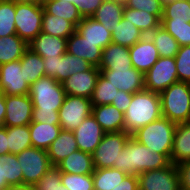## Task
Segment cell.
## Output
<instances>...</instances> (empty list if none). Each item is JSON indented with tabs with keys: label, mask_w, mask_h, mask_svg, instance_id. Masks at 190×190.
I'll return each instance as SVG.
<instances>
[{
	"label": "cell",
	"mask_w": 190,
	"mask_h": 190,
	"mask_svg": "<svg viewBox=\"0 0 190 190\" xmlns=\"http://www.w3.org/2000/svg\"><path fill=\"white\" fill-rule=\"evenodd\" d=\"M171 154L151 152L132 136L125 147L119 152L118 164L113 168L119 169L128 175H138L145 171L165 168L171 164Z\"/></svg>",
	"instance_id": "6da1fadb"
},
{
	"label": "cell",
	"mask_w": 190,
	"mask_h": 190,
	"mask_svg": "<svg viewBox=\"0 0 190 190\" xmlns=\"http://www.w3.org/2000/svg\"><path fill=\"white\" fill-rule=\"evenodd\" d=\"M160 117H162L160 94L145 89L136 92L124 113V131L132 135Z\"/></svg>",
	"instance_id": "7a4b0ae2"
},
{
	"label": "cell",
	"mask_w": 190,
	"mask_h": 190,
	"mask_svg": "<svg viewBox=\"0 0 190 190\" xmlns=\"http://www.w3.org/2000/svg\"><path fill=\"white\" fill-rule=\"evenodd\" d=\"M176 125L162 116L141 127L131 136L141 144H144L151 152L171 154Z\"/></svg>",
	"instance_id": "3957f363"
},
{
	"label": "cell",
	"mask_w": 190,
	"mask_h": 190,
	"mask_svg": "<svg viewBox=\"0 0 190 190\" xmlns=\"http://www.w3.org/2000/svg\"><path fill=\"white\" fill-rule=\"evenodd\" d=\"M160 98L163 117L175 124L190 122V83L176 82Z\"/></svg>",
	"instance_id": "277c9868"
},
{
	"label": "cell",
	"mask_w": 190,
	"mask_h": 190,
	"mask_svg": "<svg viewBox=\"0 0 190 190\" xmlns=\"http://www.w3.org/2000/svg\"><path fill=\"white\" fill-rule=\"evenodd\" d=\"M28 94L33 109H40V111H59L66 97L62 83L48 76H43L31 84Z\"/></svg>",
	"instance_id": "5b68a950"
},
{
	"label": "cell",
	"mask_w": 190,
	"mask_h": 190,
	"mask_svg": "<svg viewBox=\"0 0 190 190\" xmlns=\"http://www.w3.org/2000/svg\"><path fill=\"white\" fill-rule=\"evenodd\" d=\"M43 12L38 3L16 4V34L28 44L41 33Z\"/></svg>",
	"instance_id": "8992f818"
},
{
	"label": "cell",
	"mask_w": 190,
	"mask_h": 190,
	"mask_svg": "<svg viewBox=\"0 0 190 190\" xmlns=\"http://www.w3.org/2000/svg\"><path fill=\"white\" fill-rule=\"evenodd\" d=\"M131 137L125 131L105 133L100 144L92 153L94 168H113L118 164L119 152L123 150Z\"/></svg>",
	"instance_id": "52a82bcc"
},
{
	"label": "cell",
	"mask_w": 190,
	"mask_h": 190,
	"mask_svg": "<svg viewBox=\"0 0 190 190\" xmlns=\"http://www.w3.org/2000/svg\"><path fill=\"white\" fill-rule=\"evenodd\" d=\"M23 173V183L35 185L53 167L46 150L29 147L16 154Z\"/></svg>",
	"instance_id": "ba28073f"
},
{
	"label": "cell",
	"mask_w": 190,
	"mask_h": 190,
	"mask_svg": "<svg viewBox=\"0 0 190 190\" xmlns=\"http://www.w3.org/2000/svg\"><path fill=\"white\" fill-rule=\"evenodd\" d=\"M145 90L161 93L172 84L179 82L175 58L159 57L145 75Z\"/></svg>",
	"instance_id": "9c48e42d"
},
{
	"label": "cell",
	"mask_w": 190,
	"mask_h": 190,
	"mask_svg": "<svg viewBox=\"0 0 190 190\" xmlns=\"http://www.w3.org/2000/svg\"><path fill=\"white\" fill-rule=\"evenodd\" d=\"M92 113L91 99L66 95L60 107L59 125L63 130L73 131Z\"/></svg>",
	"instance_id": "30bf717a"
},
{
	"label": "cell",
	"mask_w": 190,
	"mask_h": 190,
	"mask_svg": "<svg viewBox=\"0 0 190 190\" xmlns=\"http://www.w3.org/2000/svg\"><path fill=\"white\" fill-rule=\"evenodd\" d=\"M137 177L139 190H180L177 167L173 163L165 168L145 171Z\"/></svg>",
	"instance_id": "8fae6325"
},
{
	"label": "cell",
	"mask_w": 190,
	"mask_h": 190,
	"mask_svg": "<svg viewBox=\"0 0 190 190\" xmlns=\"http://www.w3.org/2000/svg\"><path fill=\"white\" fill-rule=\"evenodd\" d=\"M99 70L100 74L119 91L134 94L145 89L144 74L134 67Z\"/></svg>",
	"instance_id": "7c38bea8"
},
{
	"label": "cell",
	"mask_w": 190,
	"mask_h": 190,
	"mask_svg": "<svg viewBox=\"0 0 190 190\" xmlns=\"http://www.w3.org/2000/svg\"><path fill=\"white\" fill-rule=\"evenodd\" d=\"M5 127L26 126L32 122L33 103L27 95L5 96Z\"/></svg>",
	"instance_id": "4fadbf2b"
},
{
	"label": "cell",
	"mask_w": 190,
	"mask_h": 190,
	"mask_svg": "<svg viewBox=\"0 0 190 190\" xmlns=\"http://www.w3.org/2000/svg\"><path fill=\"white\" fill-rule=\"evenodd\" d=\"M30 85L25 81L20 60L0 65V91L5 95H27Z\"/></svg>",
	"instance_id": "5bb4252c"
},
{
	"label": "cell",
	"mask_w": 190,
	"mask_h": 190,
	"mask_svg": "<svg viewBox=\"0 0 190 190\" xmlns=\"http://www.w3.org/2000/svg\"><path fill=\"white\" fill-rule=\"evenodd\" d=\"M100 75L98 67L91 66L87 71L69 76L63 83L66 95L82 96L91 99L97 79Z\"/></svg>",
	"instance_id": "9a60e30c"
},
{
	"label": "cell",
	"mask_w": 190,
	"mask_h": 190,
	"mask_svg": "<svg viewBox=\"0 0 190 190\" xmlns=\"http://www.w3.org/2000/svg\"><path fill=\"white\" fill-rule=\"evenodd\" d=\"M73 133L78 149L90 154L94 152L105 134L92 113L73 130Z\"/></svg>",
	"instance_id": "2e32d148"
},
{
	"label": "cell",
	"mask_w": 190,
	"mask_h": 190,
	"mask_svg": "<svg viewBox=\"0 0 190 190\" xmlns=\"http://www.w3.org/2000/svg\"><path fill=\"white\" fill-rule=\"evenodd\" d=\"M132 66L143 73L151 69L160 57L154 42L149 36H144L141 40L129 48Z\"/></svg>",
	"instance_id": "e0dca14e"
},
{
	"label": "cell",
	"mask_w": 190,
	"mask_h": 190,
	"mask_svg": "<svg viewBox=\"0 0 190 190\" xmlns=\"http://www.w3.org/2000/svg\"><path fill=\"white\" fill-rule=\"evenodd\" d=\"M67 53L85 59L91 66L99 67L102 49L85 40L77 31L67 39Z\"/></svg>",
	"instance_id": "ac0fdd59"
},
{
	"label": "cell",
	"mask_w": 190,
	"mask_h": 190,
	"mask_svg": "<svg viewBox=\"0 0 190 190\" xmlns=\"http://www.w3.org/2000/svg\"><path fill=\"white\" fill-rule=\"evenodd\" d=\"M28 47L42 58L62 57L67 51V39L41 32Z\"/></svg>",
	"instance_id": "d6986e66"
},
{
	"label": "cell",
	"mask_w": 190,
	"mask_h": 190,
	"mask_svg": "<svg viewBox=\"0 0 190 190\" xmlns=\"http://www.w3.org/2000/svg\"><path fill=\"white\" fill-rule=\"evenodd\" d=\"M76 31L87 41L95 43L102 50L112 43V33L92 17H82Z\"/></svg>",
	"instance_id": "ffe728a7"
},
{
	"label": "cell",
	"mask_w": 190,
	"mask_h": 190,
	"mask_svg": "<svg viewBox=\"0 0 190 190\" xmlns=\"http://www.w3.org/2000/svg\"><path fill=\"white\" fill-rule=\"evenodd\" d=\"M92 115L105 133L124 131V113L115 106H92Z\"/></svg>",
	"instance_id": "44dd1931"
},
{
	"label": "cell",
	"mask_w": 190,
	"mask_h": 190,
	"mask_svg": "<svg viewBox=\"0 0 190 190\" xmlns=\"http://www.w3.org/2000/svg\"><path fill=\"white\" fill-rule=\"evenodd\" d=\"M78 149L73 131L61 130L59 136L51 143L47 153L52 166H57L71 153Z\"/></svg>",
	"instance_id": "7402d4cb"
},
{
	"label": "cell",
	"mask_w": 190,
	"mask_h": 190,
	"mask_svg": "<svg viewBox=\"0 0 190 190\" xmlns=\"http://www.w3.org/2000/svg\"><path fill=\"white\" fill-rule=\"evenodd\" d=\"M124 7L125 4L122 1L104 0L92 15V18L100 22L106 30L112 32L123 17Z\"/></svg>",
	"instance_id": "603a6c76"
},
{
	"label": "cell",
	"mask_w": 190,
	"mask_h": 190,
	"mask_svg": "<svg viewBox=\"0 0 190 190\" xmlns=\"http://www.w3.org/2000/svg\"><path fill=\"white\" fill-rule=\"evenodd\" d=\"M190 160V122L176 125L171 151V163L178 165Z\"/></svg>",
	"instance_id": "cb8c5ba5"
},
{
	"label": "cell",
	"mask_w": 190,
	"mask_h": 190,
	"mask_svg": "<svg viewBox=\"0 0 190 190\" xmlns=\"http://www.w3.org/2000/svg\"><path fill=\"white\" fill-rule=\"evenodd\" d=\"M133 68L129 48L110 43L102 50V59L98 69Z\"/></svg>",
	"instance_id": "d4e9b609"
},
{
	"label": "cell",
	"mask_w": 190,
	"mask_h": 190,
	"mask_svg": "<svg viewBox=\"0 0 190 190\" xmlns=\"http://www.w3.org/2000/svg\"><path fill=\"white\" fill-rule=\"evenodd\" d=\"M62 173L93 174L94 165L92 154L77 150L71 153L56 166Z\"/></svg>",
	"instance_id": "484cf974"
},
{
	"label": "cell",
	"mask_w": 190,
	"mask_h": 190,
	"mask_svg": "<svg viewBox=\"0 0 190 190\" xmlns=\"http://www.w3.org/2000/svg\"><path fill=\"white\" fill-rule=\"evenodd\" d=\"M29 129L32 146L46 151L62 130L60 125L41 122H31Z\"/></svg>",
	"instance_id": "4316f807"
},
{
	"label": "cell",
	"mask_w": 190,
	"mask_h": 190,
	"mask_svg": "<svg viewBox=\"0 0 190 190\" xmlns=\"http://www.w3.org/2000/svg\"><path fill=\"white\" fill-rule=\"evenodd\" d=\"M28 48V43L17 34L0 37V65L20 60Z\"/></svg>",
	"instance_id": "83f0119b"
},
{
	"label": "cell",
	"mask_w": 190,
	"mask_h": 190,
	"mask_svg": "<svg viewBox=\"0 0 190 190\" xmlns=\"http://www.w3.org/2000/svg\"><path fill=\"white\" fill-rule=\"evenodd\" d=\"M123 17L138 28L144 36H148L156 28L161 26V19L146 11L124 7Z\"/></svg>",
	"instance_id": "f1b7e54d"
},
{
	"label": "cell",
	"mask_w": 190,
	"mask_h": 190,
	"mask_svg": "<svg viewBox=\"0 0 190 190\" xmlns=\"http://www.w3.org/2000/svg\"><path fill=\"white\" fill-rule=\"evenodd\" d=\"M0 184H23V173L16 154L0 155Z\"/></svg>",
	"instance_id": "f546056e"
},
{
	"label": "cell",
	"mask_w": 190,
	"mask_h": 190,
	"mask_svg": "<svg viewBox=\"0 0 190 190\" xmlns=\"http://www.w3.org/2000/svg\"><path fill=\"white\" fill-rule=\"evenodd\" d=\"M25 81L31 85L45 76L43 58L28 48L20 59Z\"/></svg>",
	"instance_id": "4dcf8cb0"
},
{
	"label": "cell",
	"mask_w": 190,
	"mask_h": 190,
	"mask_svg": "<svg viewBox=\"0 0 190 190\" xmlns=\"http://www.w3.org/2000/svg\"><path fill=\"white\" fill-rule=\"evenodd\" d=\"M75 31L76 27L71 22L48 14L44 10L41 32L68 39Z\"/></svg>",
	"instance_id": "1f68e13d"
},
{
	"label": "cell",
	"mask_w": 190,
	"mask_h": 190,
	"mask_svg": "<svg viewBox=\"0 0 190 190\" xmlns=\"http://www.w3.org/2000/svg\"><path fill=\"white\" fill-rule=\"evenodd\" d=\"M111 33L112 43L128 48L144 37V34L124 17Z\"/></svg>",
	"instance_id": "d6a6232c"
},
{
	"label": "cell",
	"mask_w": 190,
	"mask_h": 190,
	"mask_svg": "<svg viewBox=\"0 0 190 190\" xmlns=\"http://www.w3.org/2000/svg\"><path fill=\"white\" fill-rule=\"evenodd\" d=\"M43 8L48 14L63 18L71 22L75 27H77L82 20L78 8L68 1L50 0L43 5Z\"/></svg>",
	"instance_id": "836d02e7"
},
{
	"label": "cell",
	"mask_w": 190,
	"mask_h": 190,
	"mask_svg": "<svg viewBox=\"0 0 190 190\" xmlns=\"http://www.w3.org/2000/svg\"><path fill=\"white\" fill-rule=\"evenodd\" d=\"M128 174L115 168L94 169V190H112L119 185Z\"/></svg>",
	"instance_id": "e575fe53"
},
{
	"label": "cell",
	"mask_w": 190,
	"mask_h": 190,
	"mask_svg": "<svg viewBox=\"0 0 190 190\" xmlns=\"http://www.w3.org/2000/svg\"><path fill=\"white\" fill-rule=\"evenodd\" d=\"M148 36L154 42V45L158 50L160 57L175 58L180 46L178 42L165 29L160 26L151 32Z\"/></svg>",
	"instance_id": "d590c367"
},
{
	"label": "cell",
	"mask_w": 190,
	"mask_h": 190,
	"mask_svg": "<svg viewBox=\"0 0 190 190\" xmlns=\"http://www.w3.org/2000/svg\"><path fill=\"white\" fill-rule=\"evenodd\" d=\"M90 67L85 59L66 52L59 61L58 82L63 83L69 76L87 71Z\"/></svg>",
	"instance_id": "8d00e7d4"
},
{
	"label": "cell",
	"mask_w": 190,
	"mask_h": 190,
	"mask_svg": "<svg viewBox=\"0 0 190 190\" xmlns=\"http://www.w3.org/2000/svg\"><path fill=\"white\" fill-rule=\"evenodd\" d=\"M9 153L18 154L32 146L29 125L7 127Z\"/></svg>",
	"instance_id": "74e56055"
},
{
	"label": "cell",
	"mask_w": 190,
	"mask_h": 190,
	"mask_svg": "<svg viewBox=\"0 0 190 190\" xmlns=\"http://www.w3.org/2000/svg\"><path fill=\"white\" fill-rule=\"evenodd\" d=\"M161 22L190 23V3L188 0H174L163 5Z\"/></svg>",
	"instance_id": "f35d334b"
},
{
	"label": "cell",
	"mask_w": 190,
	"mask_h": 190,
	"mask_svg": "<svg viewBox=\"0 0 190 190\" xmlns=\"http://www.w3.org/2000/svg\"><path fill=\"white\" fill-rule=\"evenodd\" d=\"M118 89L109 83L101 74L99 75L91 98V105H110L118 94Z\"/></svg>",
	"instance_id": "ab89813d"
},
{
	"label": "cell",
	"mask_w": 190,
	"mask_h": 190,
	"mask_svg": "<svg viewBox=\"0 0 190 190\" xmlns=\"http://www.w3.org/2000/svg\"><path fill=\"white\" fill-rule=\"evenodd\" d=\"M16 4L10 0H0V37L16 34Z\"/></svg>",
	"instance_id": "60d3db41"
},
{
	"label": "cell",
	"mask_w": 190,
	"mask_h": 190,
	"mask_svg": "<svg viewBox=\"0 0 190 190\" xmlns=\"http://www.w3.org/2000/svg\"><path fill=\"white\" fill-rule=\"evenodd\" d=\"M161 27L178 42L180 47L190 45V23L161 22Z\"/></svg>",
	"instance_id": "b9f144b4"
},
{
	"label": "cell",
	"mask_w": 190,
	"mask_h": 190,
	"mask_svg": "<svg viewBox=\"0 0 190 190\" xmlns=\"http://www.w3.org/2000/svg\"><path fill=\"white\" fill-rule=\"evenodd\" d=\"M61 180L69 190H94L92 174H71L62 173Z\"/></svg>",
	"instance_id": "7bdbcfd3"
},
{
	"label": "cell",
	"mask_w": 190,
	"mask_h": 190,
	"mask_svg": "<svg viewBox=\"0 0 190 190\" xmlns=\"http://www.w3.org/2000/svg\"><path fill=\"white\" fill-rule=\"evenodd\" d=\"M35 190H69L61 180V172L56 166L51 167L34 185Z\"/></svg>",
	"instance_id": "ee69618b"
},
{
	"label": "cell",
	"mask_w": 190,
	"mask_h": 190,
	"mask_svg": "<svg viewBox=\"0 0 190 190\" xmlns=\"http://www.w3.org/2000/svg\"><path fill=\"white\" fill-rule=\"evenodd\" d=\"M175 63L179 81L190 83V45L179 48Z\"/></svg>",
	"instance_id": "f6af8a7d"
},
{
	"label": "cell",
	"mask_w": 190,
	"mask_h": 190,
	"mask_svg": "<svg viewBox=\"0 0 190 190\" xmlns=\"http://www.w3.org/2000/svg\"><path fill=\"white\" fill-rule=\"evenodd\" d=\"M124 4L127 8L146 11L162 19L163 4L160 0H126Z\"/></svg>",
	"instance_id": "bcb514c9"
},
{
	"label": "cell",
	"mask_w": 190,
	"mask_h": 190,
	"mask_svg": "<svg viewBox=\"0 0 190 190\" xmlns=\"http://www.w3.org/2000/svg\"><path fill=\"white\" fill-rule=\"evenodd\" d=\"M32 122L48 123L51 125H59L58 111H40V109H33Z\"/></svg>",
	"instance_id": "7dc6e473"
},
{
	"label": "cell",
	"mask_w": 190,
	"mask_h": 190,
	"mask_svg": "<svg viewBox=\"0 0 190 190\" xmlns=\"http://www.w3.org/2000/svg\"><path fill=\"white\" fill-rule=\"evenodd\" d=\"M179 182H180V190H190V160L184 161L178 165H176Z\"/></svg>",
	"instance_id": "c3c4849f"
},
{
	"label": "cell",
	"mask_w": 190,
	"mask_h": 190,
	"mask_svg": "<svg viewBox=\"0 0 190 190\" xmlns=\"http://www.w3.org/2000/svg\"><path fill=\"white\" fill-rule=\"evenodd\" d=\"M61 57L43 58L45 76L54 78L58 82V66Z\"/></svg>",
	"instance_id": "681fc988"
},
{
	"label": "cell",
	"mask_w": 190,
	"mask_h": 190,
	"mask_svg": "<svg viewBox=\"0 0 190 190\" xmlns=\"http://www.w3.org/2000/svg\"><path fill=\"white\" fill-rule=\"evenodd\" d=\"M104 0H82L78 11L82 17H92Z\"/></svg>",
	"instance_id": "f907efd6"
},
{
	"label": "cell",
	"mask_w": 190,
	"mask_h": 190,
	"mask_svg": "<svg viewBox=\"0 0 190 190\" xmlns=\"http://www.w3.org/2000/svg\"><path fill=\"white\" fill-rule=\"evenodd\" d=\"M132 96L133 94L120 90L111 105L115 106L119 111L125 113L132 101Z\"/></svg>",
	"instance_id": "816d5d0a"
},
{
	"label": "cell",
	"mask_w": 190,
	"mask_h": 190,
	"mask_svg": "<svg viewBox=\"0 0 190 190\" xmlns=\"http://www.w3.org/2000/svg\"><path fill=\"white\" fill-rule=\"evenodd\" d=\"M112 190H139L138 177L127 175L123 181Z\"/></svg>",
	"instance_id": "f5cc1de1"
},
{
	"label": "cell",
	"mask_w": 190,
	"mask_h": 190,
	"mask_svg": "<svg viewBox=\"0 0 190 190\" xmlns=\"http://www.w3.org/2000/svg\"><path fill=\"white\" fill-rule=\"evenodd\" d=\"M8 137H7V127H0V155L8 154Z\"/></svg>",
	"instance_id": "db71d44e"
},
{
	"label": "cell",
	"mask_w": 190,
	"mask_h": 190,
	"mask_svg": "<svg viewBox=\"0 0 190 190\" xmlns=\"http://www.w3.org/2000/svg\"><path fill=\"white\" fill-rule=\"evenodd\" d=\"M6 114L5 95L0 91V127L4 126Z\"/></svg>",
	"instance_id": "11a10c76"
},
{
	"label": "cell",
	"mask_w": 190,
	"mask_h": 190,
	"mask_svg": "<svg viewBox=\"0 0 190 190\" xmlns=\"http://www.w3.org/2000/svg\"><path fill=\"white\" fill-rule=\"evenodd\" d=\"M4 190H35V187L33 185H27V184H15V185H9Z\"/></svg>",
	"instance_id": "9f6ffc18"
},
{
	"label": "cell",
	"mask_w": 190,
	"mask_h": 190,
	"mask_svg": "<svg viewBox=\"0 0 190 190\" xmlns=\"http://www.w3.org/2000/svg\"><path fill=\"white\" fill-rule=\"evenodd\" d=\"M15 4H22V3H36V0H10Z\"/></svg>",
	"instance_id": "6f0895ef"
},
{
	"label": "cell",
	"mask_w": 190,
	"mask_h": 190,
	"mask_svg": "<svg viewBox=\"0 0 190 190\" xmlns=\"http://www.w3.org/2000/svg\"><path fill=\"white\" fill-rule=\"evenodd\" d=\"M64 1H68L70 3H73L77 8H79L80 4L82 3V0H64Z\"/></svg>",
	"instance_id": "680465c9"
},
{
	"label": "cell",
	"mask_w": 190,
	"mask_h": 190,
	"mask_svg": "<svg viewBox=\"0 0 190 190\" xmlns=\"http://www.w3.org/2000/svg\"><path fill=\"white\" fill-rule=\"evenodd\" d=\"M48 1H50V0H36V3H38L40 5H44Z\"/></svg>",
	"instance_id": "91938a15"
},
{
	"label": "cell",
	"mask_w": 190,
	"mask_h": 190,
	"mask_svg": "<svg viewBox=\"0 0 190 190\" xmlns=\"http://www.w3.org/2000/svg\"><path fill=\"white\" fill-rule=\"evenodd\" d=\"M8 186V184H0V190H4Z\"/></svg>",
	"instance_id": "94428289"
},
{
	"label": "cell",
	"mask_w": 190,
	"mask_h": 190,
	"mask_svg": "<svg viewBox=\"0 0 190 190\" xmlns=\"http://www.w3.org/2000/svg\"><path fill=\"white\" fill-rule=\"evenodd\" d=\"M161 2H162V4L164 5V4H166V3H168V2H171V1H174V0H160Z\"/></svg>",
	"instance_id": "6125c7cd"
}]
</instances>
